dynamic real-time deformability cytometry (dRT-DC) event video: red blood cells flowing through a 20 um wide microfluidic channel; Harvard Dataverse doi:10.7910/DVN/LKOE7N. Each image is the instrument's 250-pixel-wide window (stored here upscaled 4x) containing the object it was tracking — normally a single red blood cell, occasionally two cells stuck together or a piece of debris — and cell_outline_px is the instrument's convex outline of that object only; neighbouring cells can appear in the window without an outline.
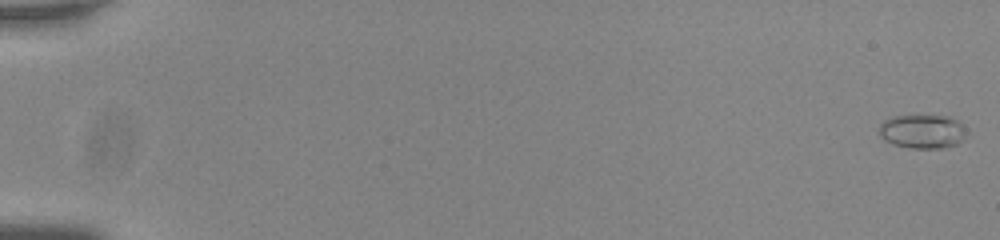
{"species": "common noctule bat (a hibernating species)", "species_latin": "Nyctalus noctula", "temperature_condition": "room temperature", "stored_images_in_passage": 57, "camera_frame_rate_fps": 3000, "um_per_image_px": 0.085, "animal": {"sex": "male", "body_mass_g": 20.0, "forearm_length_mm": 53.3}, "frame": {"image": 1, "passage_image": 1, "time_ms": 0.0, "image_size_px": [1000, 240], "cell_outline_px": [[964, 128], [960, 140], [956, 144], [944, 148], [912, 148], [892, 144], [884, 140], [880, 136], [880, 124], [884, 120], [892, 116], [948, 116], [956, 120]], "centroid_in_image_um": [78.33, 11.17], "position_along_channel_um": 6.7, "area_um2": 16.88}}
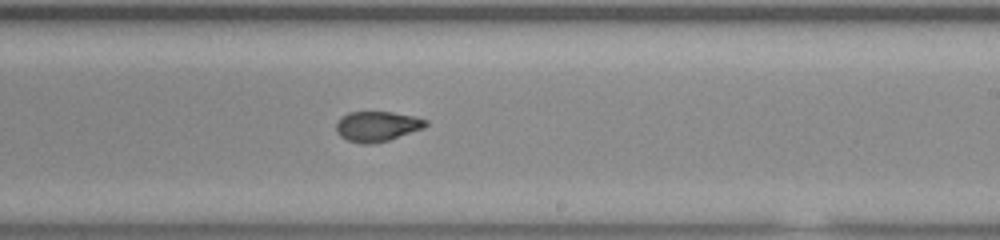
{"frame": {"image": 2, "passage_image": 36, "time_ms": 11.667, "image_size_px": [1000, 240], "cell_outline_px": [[428, 124], [424, 128], [388, 140], [368, 144], [360, 144], [348, 140], [340, 136], [336, 132], [336, 124], [340, 116], [348, 112], [392, 112], [416, 116], [428, 120]], "centroid_in_image_um": [32.05, 10.72], "position_along_channel_um": 257.0, "area_um2": 15.84}}
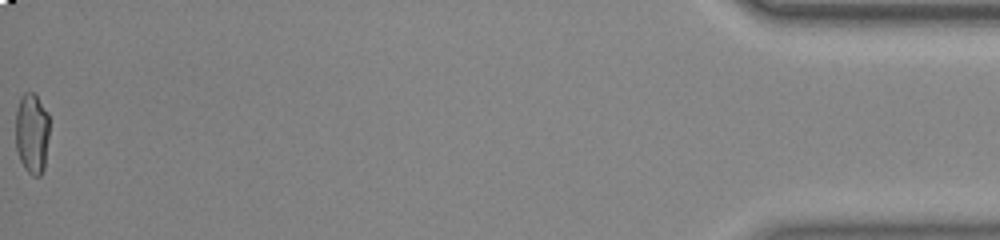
{"frame": {"image": 3, "passage_image": 57, "time_ms": 18.667, "image_size_px": [1000, 240], "cell_outline_px": [[48, 136], [44, 168], [40, 176], [32, 176], [24, 168], [20, 160], [16, 148], [16, 108], [20, 96], [24, 92], [32, 92], [36, 96], [48, 112]], "centroid_in_image_um": [2.7, 11.32], "position_along_channel_um": 432.5, "area_um2": 15.95}, "authors_computed_cell_mechanics": {"area_um2": 15.9528, "velocity_mm_per_s": 3.7791, "shape_relaxation_time_tau1_ms": null, "shape_relaxation_time_tau2_ms": 1.5301, "deformation_change_tau1": null, "deformation_change_tau2": 0.0749}}